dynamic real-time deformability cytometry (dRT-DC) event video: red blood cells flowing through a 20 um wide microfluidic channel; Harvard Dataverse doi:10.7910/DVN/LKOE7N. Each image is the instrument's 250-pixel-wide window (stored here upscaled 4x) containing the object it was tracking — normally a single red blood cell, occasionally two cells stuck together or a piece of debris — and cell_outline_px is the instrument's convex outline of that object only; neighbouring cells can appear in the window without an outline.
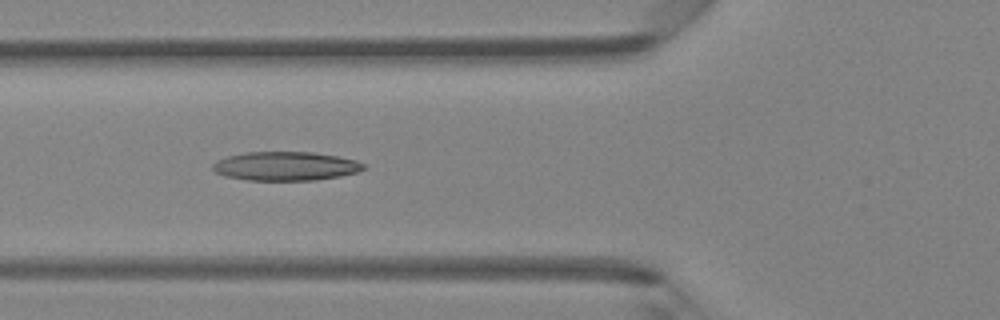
{"species": "Egyptian fruit bat (a non-hibernating species)", "species_latin": "Rousettus aegyptiacus", "temperature_condition": "room temperature", "stored_images_in_passage": 5, "camera_frame_rate_fps": 3000, "um_per_image_px": 0.085, "animal": {"sex": "female"}, "frame": {"image": 1, "passage_image": 4, "time_ms": 3.333, "image_size_px": [1000, 320], "cell_outline_px": [[368, 168], [356, 172], [340, 176], [316, 180], [248, 180], [224, 176], [216, 172], [212, 168], [212, 164], [216, 160], [228, 156], [244, 152], [312, 152], [336, 156], [356, 160], [364, 164]], "centroid_in_image_um": [24.27, 14.12], "position_along_channel_um": 101.5, "area_um2": 25.43}}
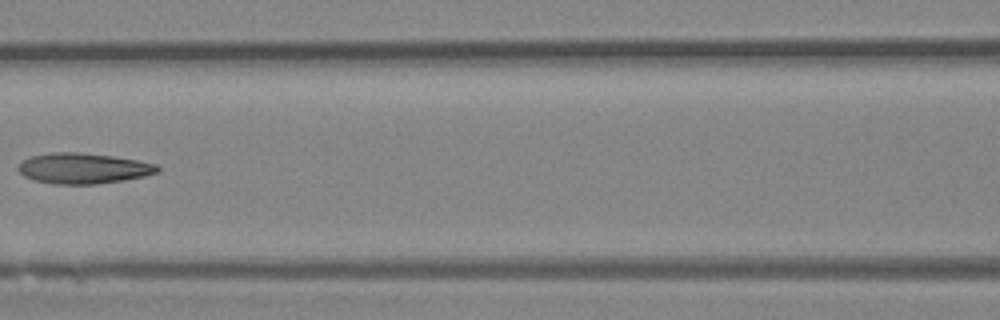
{"frame": {"image": 2, "passage_image": 5, "time_ms": 4.667, "image_size_px": [1000, 320], "cell_outline_px": [[160, 168], [156, 172], [144, 176], [124, 180], [96, 184], [52, 184], [36, 180], [24, 176], [16, 168], [24, 160], [32, 156], [52, 152], [80, 152], [112, 156], [136, 160], [156, 164]], "centroid_in_image_um": [7.06, 14.31], "position_along_channel_um": 159.5, "area_um2": 24.62}}